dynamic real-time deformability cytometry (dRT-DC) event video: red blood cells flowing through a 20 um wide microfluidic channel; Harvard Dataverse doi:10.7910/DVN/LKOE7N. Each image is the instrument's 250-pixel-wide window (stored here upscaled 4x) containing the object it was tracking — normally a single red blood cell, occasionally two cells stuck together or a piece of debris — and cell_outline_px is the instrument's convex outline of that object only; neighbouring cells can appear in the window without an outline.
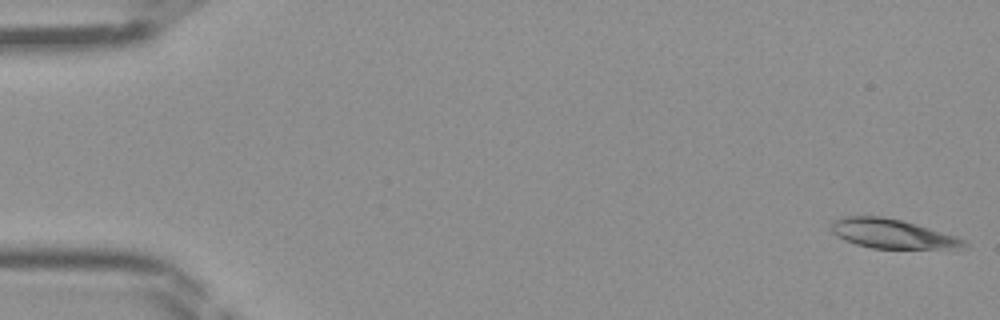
{"species": "Egyptian fruit bat (a non-hibernating species)", "species_latin": "Rousettus aegyptiacus", "temperature_condition": "room temperature", "stored_images_in_passage": 12, "camera_frame_rate_fps": 3000, "um_per_image_px": 0.085, "frame": {"image": 1, "passage_image": 1, "time_ms": 0.0, "image_size_px": [1000, 320], "cell_outline_px": [[968, 248], [960, 252], [872, 248], [856, 244], [844, 240], [832, 232], [832, 220], [844, 216], [884, 216], [900, 220], [956, 236], [964, 240], [968, 244]], "centroid_in_image_um": [76.02, 19.94], "position_along_channel_um": 9.0, "area_um2": 23.76}}
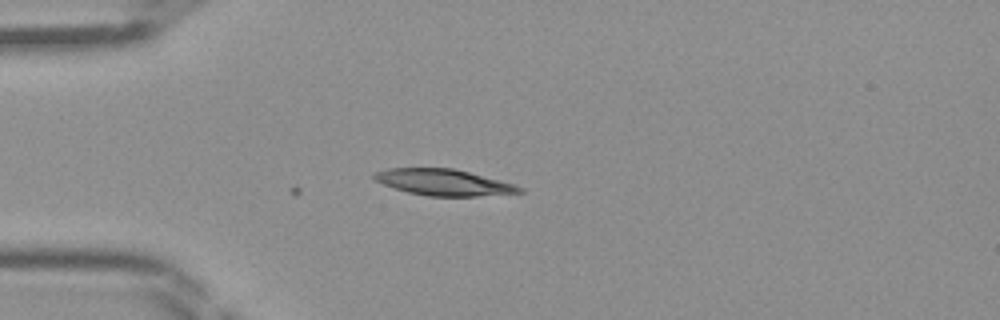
{"frame": {"image": 2, "passage_image": 12, "time_ms": 3.667, "image_size_px": [1000, 320], "cell_outline_px": [[524, 192], [476, 196], [428, 196], [408, 192], [384, 184], [376, 180], [372, 176], [372, 172], [388, 168], [452, 168], [516, 184], [524, 188]], "centroid_in_image_um": [37.72, 15.49], "position_along_channel_um": 47.3, "area_um2": 22.08}}